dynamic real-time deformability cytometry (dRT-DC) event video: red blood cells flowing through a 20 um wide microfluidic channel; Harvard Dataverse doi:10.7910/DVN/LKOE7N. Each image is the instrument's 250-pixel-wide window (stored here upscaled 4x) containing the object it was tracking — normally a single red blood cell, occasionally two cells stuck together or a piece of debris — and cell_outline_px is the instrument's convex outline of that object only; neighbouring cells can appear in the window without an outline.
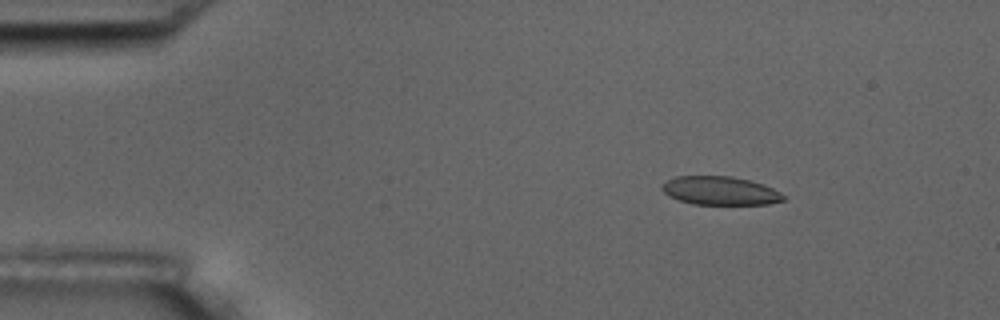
{"species": "common noctule bat (a hibernating species)", "species_latin": "Nyctalus noctula", "temperature_condition": "room temperature", "stored_images_in_passage": 4, "camera_frame_rate_fps": 3000, "um_per_image_px": 0.085, "animal": {"sex": "male", "body_mass_g": 17.5, "forearm_length_mm": 52.3}, "frame": {"image": 1, "passage_image": 2, "time_ms": 2.0, "image_size_px": [1000, 320], "cell_outline_px": [[784, 200], [768, 204], [692, 204], [668, 196], [660, 188], [660, 184], [676, 176], [732, 176], [764, 184], [780, 192], [784, 196]], "centroid_in_image_um": [61.18, 16.2], "position_along_channel_um": 23.8, "area_um2": 20.17}}